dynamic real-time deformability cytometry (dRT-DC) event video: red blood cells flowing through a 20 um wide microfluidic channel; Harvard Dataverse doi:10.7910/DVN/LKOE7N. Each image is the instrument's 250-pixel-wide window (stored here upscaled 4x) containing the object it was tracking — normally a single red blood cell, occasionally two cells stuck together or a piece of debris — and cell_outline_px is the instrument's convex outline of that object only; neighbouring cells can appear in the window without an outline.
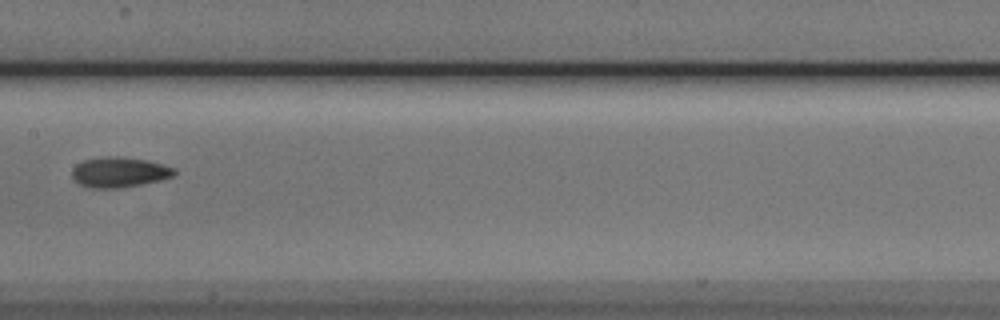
{"species": "Egyptian fruit bat (a non-hibernating species)", "species_latin": "Rousettus aegyptiacus", "temperature_condition": "cold", "stored_images_in_passage": 7, "camera_frame_rate_fps": 3000, "um_per_image_px": 0.085, "animal": {"sex": "male"}, "frame": {"image": 1, "passage_image": 6, "time_ms": 7.0, "image_size_px": [1000, 320], "cell_outline_px": [[176, 172], [172, 176], [160, 180], [140, 184], [116, 188], [88, 188], [80, 184], [72, 176], [72, 168], [76, 164], [84, 160], [100, 156], [120, 156], [148, 160], [176, 168]], "centroid_in_image_um": [10.12, 14.62], "position_along_channel_um": 197.3, "area_um2": 18.09}}
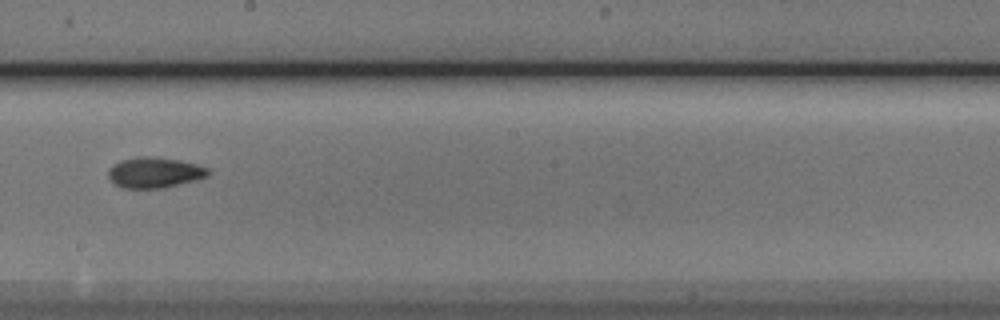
{"frame": {"image": 2, "passage_image": 7, "time_ms": 8.0, "image_size_px": [1000, 320], "cell_outline_px": [[212, 172], [208, 176], [196, 180], [164, 188], [124, 188], [116, 184], [108, 176], [108, 172], [112, 164], [120, 160], [140, 156], [156, 156], [180, 160], [196, 164], [208, 168]], "centroid_in_image_um": [13.17, 14.65], "position_along_channel_um": 235.0, "area_um2": 17.98}}